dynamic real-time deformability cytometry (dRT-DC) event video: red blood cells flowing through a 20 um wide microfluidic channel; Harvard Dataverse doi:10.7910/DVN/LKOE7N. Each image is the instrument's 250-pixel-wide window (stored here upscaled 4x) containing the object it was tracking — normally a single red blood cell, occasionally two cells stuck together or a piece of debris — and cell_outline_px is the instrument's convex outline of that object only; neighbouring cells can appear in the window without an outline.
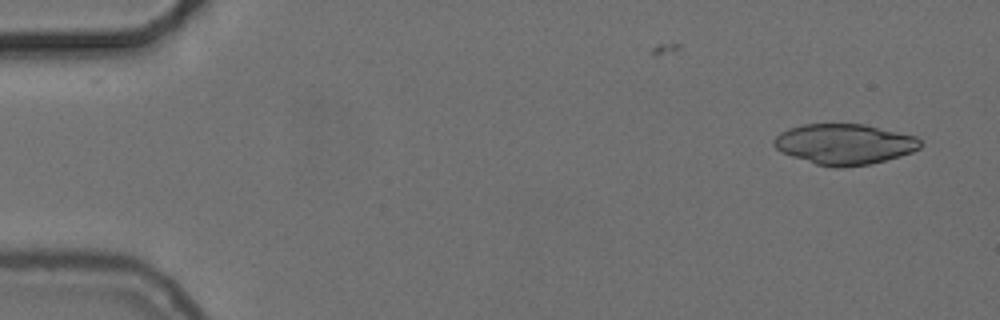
{"species": "common noctule bat (a hibernating species)", "species_latin": "Nyctalus noctula", "temperature_condition": "cold", "stored_images_in_passage": 19, "camera_frame_rate_fps": 3000, "um_per_image_px": 0.085, "animal": {"sex": "female", "body_mass_g": 24.6, "forearm_length_mm": 56.2}, "frame": {"image": 1, "passage_image": 2, "time_ms": 0.333, "image_size_px": [1000, 320], "cell_outline_px": [[924, 144], [920, 148], [912, 152], [900, 156], [868, 164], [840, 168], [832, 168], [816, 164], [780, 152], [772, 144], [772, 140], [780, 132], [788, 128], [804, 124], [864, 124], [916, 136]], "centroid_in_image_um": [71.76, 12.25], "position_along_channel_um": 13.2, "area_um2": 34.74}}